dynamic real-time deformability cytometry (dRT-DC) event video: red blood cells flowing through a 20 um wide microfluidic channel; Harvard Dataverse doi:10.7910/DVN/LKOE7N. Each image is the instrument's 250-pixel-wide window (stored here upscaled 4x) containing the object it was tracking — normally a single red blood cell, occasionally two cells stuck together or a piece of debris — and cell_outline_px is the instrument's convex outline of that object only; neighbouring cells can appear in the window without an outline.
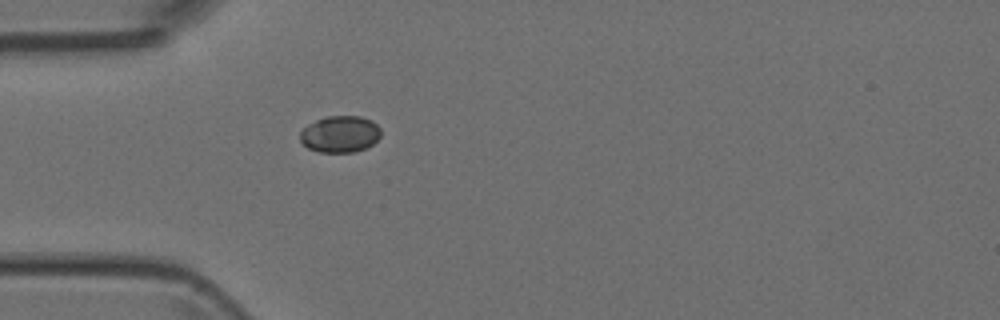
{"species": "Egyptian fruit bat (a non-hibernating species)", "species_latin": "Rousettus aegyptiacus", "temperature_condition": "room temperature", "stored_images_in_passage": 4, "camera_frame_rate_fps": 3000, "um_per_image_px": 0.085, "animal": {"sex": "female"}, "frame": {"image": 1, "passage_image": 2, "time_ms": 3.0, "image_size_px": [1000, 320], "cell_outline_px": [[380, 136], [372, 144], [356, 152], [320, 152], [308, 148], [300, 140], [300, 132], [308, 124], [316, 120], [328, 116], [360, 116], [372, 120], [380, 128]], "centroid_in_image_um": [28.9, 11.39], "position_along_channel_um": 56.1, "area_um2": 17.17}}
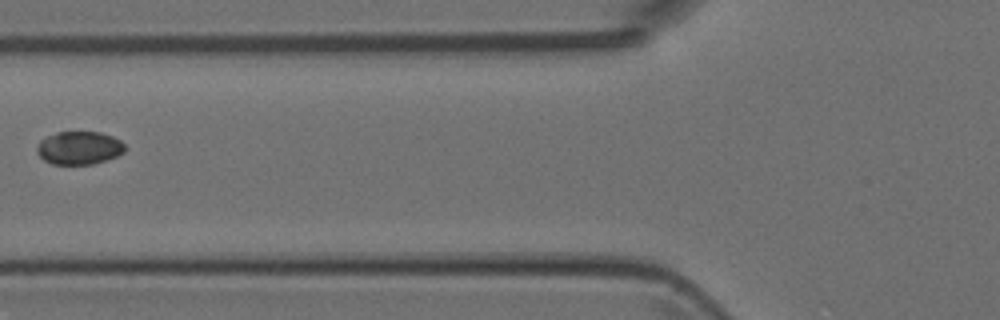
{"frame": {"image": 2, "passage_image": 4, "time_ms": 4.667, "image_size_px": [1000, 320], "cell_outline_px": [[124, 152], [116, 156], [92, 164], [52, 164], [44, 160], [36, 152], [36, 148], [40, 140], [56, 132], [100, 132], [112, 136], [120, 140], [124, 144]], "centroid_in_image_um": [6.7, 12.57], "position_along_channel_um": 119.1, "area_um2": 16.88}}